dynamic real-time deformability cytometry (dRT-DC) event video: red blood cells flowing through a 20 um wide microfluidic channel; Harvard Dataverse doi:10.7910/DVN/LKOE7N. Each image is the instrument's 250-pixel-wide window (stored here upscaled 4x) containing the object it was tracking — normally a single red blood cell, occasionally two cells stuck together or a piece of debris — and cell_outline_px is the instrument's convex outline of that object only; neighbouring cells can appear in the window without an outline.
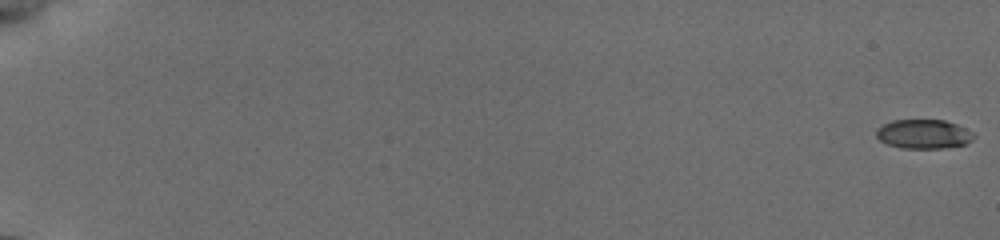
{"species": "common noctule bat (a hibernating species)", "species_latin": "Nyctalus noctula", "temperature_condition": "cold", "stored_images_in_passage": 8, "camera_frame_rate_fps": 3000, "um_per_image_px": 0.085, "animal": {"sex": "female", "body_mass_g": 19.5, "forearm_length_mm": 54.1}, "frame": {"image": 1, "passage_image": 1, "time_ms": 0.0, "image_size_px": [1000, 240], "cell_outline_px": [[976, 136], [972, 140], [964, 144], [944, 148], [900, 148], [888, 144], [880, 140], [876, 136], [876, 128], [892, 120], [944, 120], [956, 124], [972, 132]], "centroid_in_image_um": [78.49, 11.39], "position_along_channel_um": 6.5, "area_um2": 16.53}}